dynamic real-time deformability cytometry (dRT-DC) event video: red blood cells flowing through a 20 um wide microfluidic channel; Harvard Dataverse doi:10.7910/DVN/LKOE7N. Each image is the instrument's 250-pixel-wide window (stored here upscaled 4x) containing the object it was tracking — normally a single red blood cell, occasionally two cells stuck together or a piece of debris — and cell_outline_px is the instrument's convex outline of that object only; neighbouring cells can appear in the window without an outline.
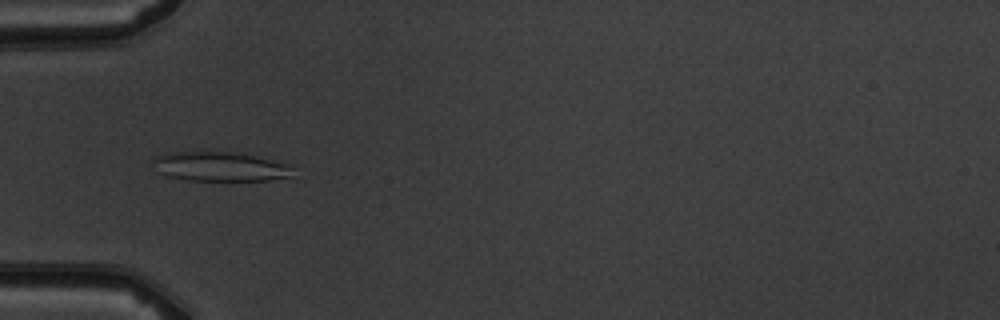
{"species": "common noctule bat (a hibernating species)", "species_latin": "Nyctalus noctula", "temperature_condition": "warm", "stored_images_in_passage": 5, "camera_frame_rate_fps": 3000, "um_per_image_px": 0.085, "animal": {"sex": "male", "body_mass_g": 19.5, "forearm_length_mm": 54.6}, "frame": {"image": 1, "passage_image": 3, "time_ms": 3.0, "image_size_px": [1000, 320], "cell_outline_px": [[292, 176], [268, 180], [188, 180], [168, 176], [160, 172], [152, 160], [156, 156], [168, 152], [244, 152], [292, 164]], "centroid_in_image_um": [18.79, 14.14], "position_along_channel_um": 66.2, "area_um2": 24.1}}
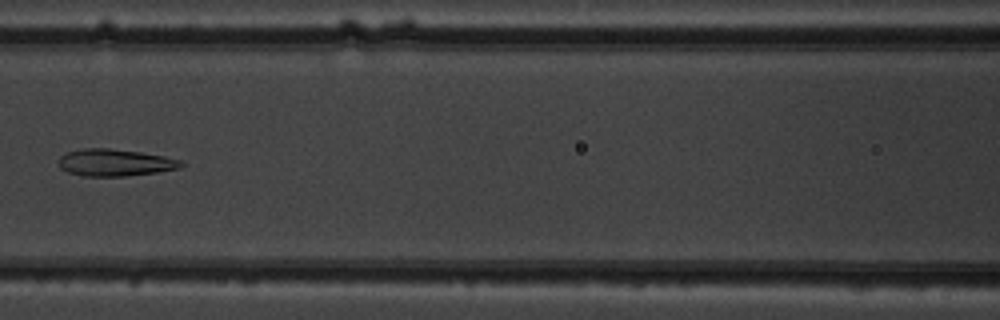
{"frame": {"image": 2, "passage_image": 5, "time_ms": 5.333, "image_size_px": [1000, 320], "cell_outline_px": [[184, 164], [180, 168], [156, 172], [124, 176], [84, 176], [68, 172], [60, 168], [60, 156], [68, 152], [84, 148], [108, 148], [140, 152], [164, 156], [184, 160]], "centroid_in_image_um": [9.81, 13.82], "position_along_channel_um": 156.8, "area_um2": 19.19}}